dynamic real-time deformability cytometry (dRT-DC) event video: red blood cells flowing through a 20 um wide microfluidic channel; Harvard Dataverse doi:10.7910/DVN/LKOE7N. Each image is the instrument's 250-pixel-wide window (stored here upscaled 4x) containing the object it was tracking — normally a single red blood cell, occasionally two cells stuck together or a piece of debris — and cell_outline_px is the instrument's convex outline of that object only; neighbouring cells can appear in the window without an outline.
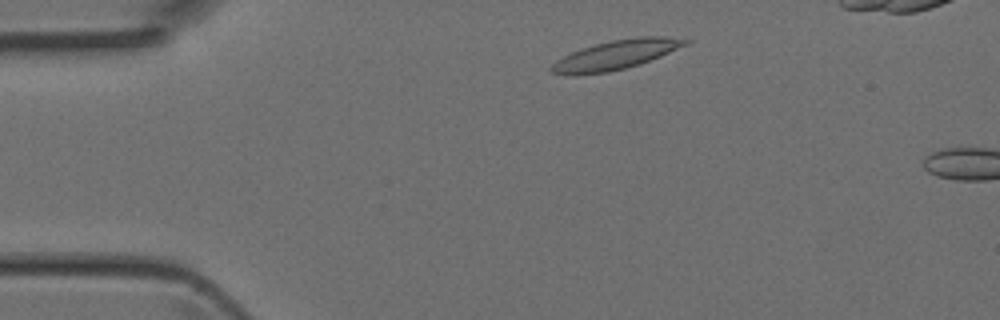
{"species": "Egyptian fruit bat (a non-hibernating species)", "species_latin": "Rousettus aegyptiacus", "temperature_condition": "room temperature", "stored_images_in_passage": 2, "camera_frame_rate_fps": 3000, "um_per_image_px": 0.085, "animal": {"sex": "female"}, "frame": {"image": 1, "passage_image": 1, "time_ms": 0.0, "image_size_px": [1000, 320], "cell_outline_px": [[692, 40], [688, 44], [660, 56], [640, 64], [608, 72], [548, 72], [548, 68], [556, 60], [580, 48], [612, 40], [640, 36], [668, 36]], "centroid_in_image_um": [52.45, 4.61], "position_along_channel_um": 32.6, "area_um2": 22.14}}